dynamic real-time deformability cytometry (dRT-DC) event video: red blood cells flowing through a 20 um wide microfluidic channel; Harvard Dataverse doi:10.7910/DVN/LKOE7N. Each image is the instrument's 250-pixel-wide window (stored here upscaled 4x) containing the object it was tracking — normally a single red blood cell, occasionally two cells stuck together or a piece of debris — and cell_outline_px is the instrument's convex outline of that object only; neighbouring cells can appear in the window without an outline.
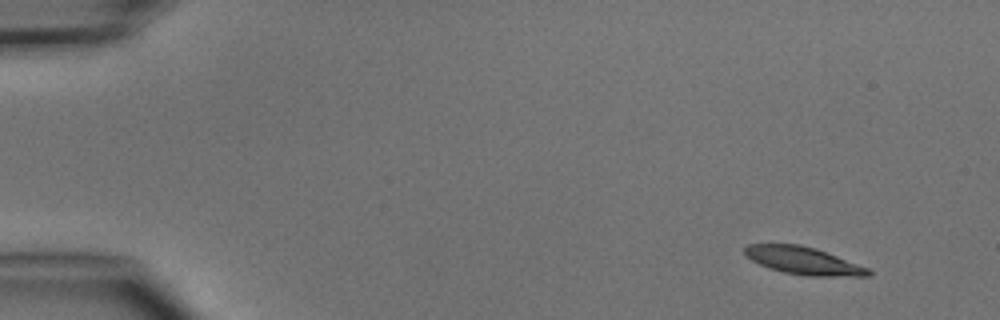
{"species": "common noctule bat (a hibernating species)", "species_latin": "Nyctalus noctula", "temperature_condition": "cold", "stored_images_in_passage": 4, "camera_frame_rate_fps": 3000, "um_per_image_px": 0.085, "animal": {"sex": "male", "body_mass_g": 15.6}, "frame": {"image": 1, "passage_image": 1, "time_ms": 0.0, "image_size_px": [1000, 320], "cell_outline_px": [[872, 276], [808, 276], [784, 272], [768, 268], [744, 256], [744, 248], [748, 244], [800, 244], [816, 248], [868, 268], [872, 272]], "centroid_in_image_um": [68.27, 22.15], "position_along_channel_um": 16.7, "area_um2": 19.83}}
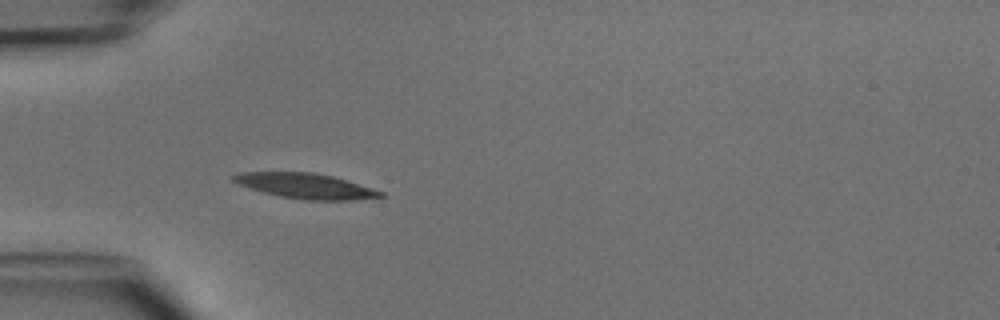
{"frame": {"image": 2, "passage_image": 4, "time_ms": 3.667, "image_size_px": [1000, 320], "cell_outline_px": [[388, 196], [352, 200], [304, 200], [280, 196], [264, 192], [240, 184], [232, 180], [232, 176], [240, 172], [312, 172], [332, 176], [372, 188], [384, 192]], "centroid_in_image_um": [26.02, 15.81], "position_along_channel_um": 59.0, "area_um2": 21.39}}